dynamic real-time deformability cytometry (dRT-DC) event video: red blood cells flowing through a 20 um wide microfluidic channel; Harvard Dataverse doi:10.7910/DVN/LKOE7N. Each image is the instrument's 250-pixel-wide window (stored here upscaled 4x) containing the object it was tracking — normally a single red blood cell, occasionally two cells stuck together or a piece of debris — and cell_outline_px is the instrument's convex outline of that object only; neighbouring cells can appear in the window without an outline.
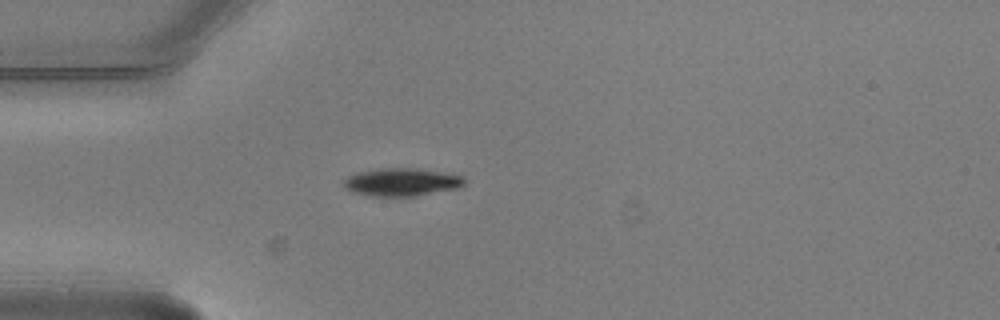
{"species": "common noctule bat (a hibernating species)", "species_latin": "Nyctalus noctula", "temperature_condition": "warm", "stored_images_in_passage": 2, "camera_frame_rate_fps": 3000, "um_per_image_px": 0.085, "animal": {"sex": "male", "body_mass_g": 20.5, "forearm_length_mm": 52.5}, "frame": {"image": 1, "passage_image": 1, "time_ms": 0.0, "image_size_px": [1000, 320], "cell_outline_px": [[468, 180], [464, 184], [456, 188], [416, 196], [368, 196], [352, 192], [344, 188], [344, 180], [348, 176], [356, 172], [380, 168], [412, 168], [440, 172], [464, 176]], "centroid_in_image_um": [34.11, 15.48], "position_along_channel_um": 50.9, "area_um2": 19.65}}